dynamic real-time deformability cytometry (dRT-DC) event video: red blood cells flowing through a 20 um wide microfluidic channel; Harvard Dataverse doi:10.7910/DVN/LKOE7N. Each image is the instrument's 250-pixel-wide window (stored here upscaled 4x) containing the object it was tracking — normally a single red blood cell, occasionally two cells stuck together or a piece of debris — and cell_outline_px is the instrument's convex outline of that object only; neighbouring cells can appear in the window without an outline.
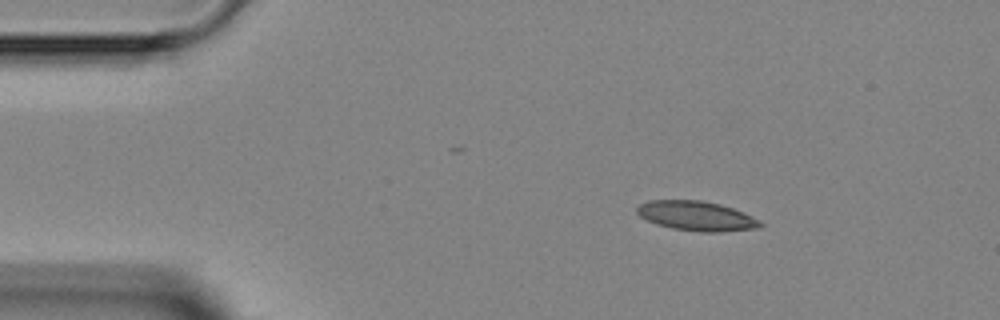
{"species": "Egyptian fruit bat (a non-hibernating species)", "species_latin": "Rousettus aegyptiacus", "temperature_condition": "room temperature", "stored_images_in_passage": 2, "camera_frame_rate_fps": 3000, "um_per_image_px": 0.085, "animal": {"sex": "female"}, "frame": {"image": 1, "passage_image": 1, "time_ms": 0.0, "image_size_px": [1000, 320], "cell_outline_px": [[764, 224], [760, 228], [720, 232], [700, 232], [672, 228], [656, 224], [640, 216], [636, 212], [636, 208], [640, 204], [648, 200], [700, 200], [720, 204], [744, 212], [760, 220]], "centroid_in_image_um": [59.22, 18.36], "position_along_channel_um": 25.8, "area_um2": 21.39}}